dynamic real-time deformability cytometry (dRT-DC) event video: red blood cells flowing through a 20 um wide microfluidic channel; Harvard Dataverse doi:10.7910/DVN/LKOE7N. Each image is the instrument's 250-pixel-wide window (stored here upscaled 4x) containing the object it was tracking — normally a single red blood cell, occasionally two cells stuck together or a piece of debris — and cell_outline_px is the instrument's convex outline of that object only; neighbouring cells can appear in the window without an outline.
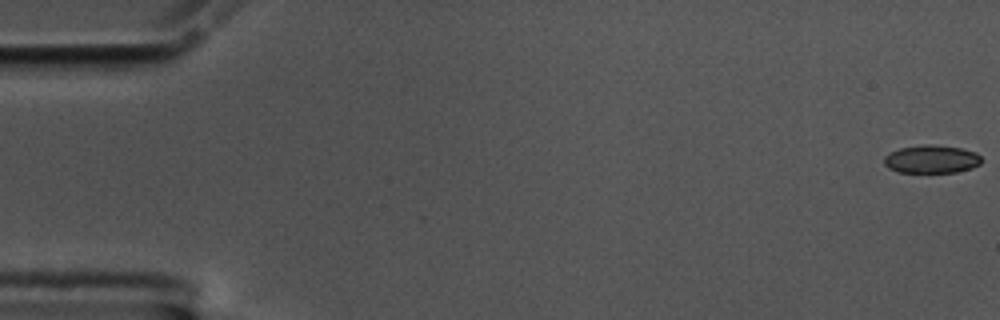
{"species": "common noctule bat (a hibernating species)", "species_latin": "Nyctalus noctula", "temperature_condition": "cold", "stored_images_in_passage": 58, "camera_frame_rate_fps": 3000, "um_per_image_px": 0.085, "animal": {"sex": "male", "body_mass_g": 17.5, "forearm_length_mm": 52.3}, "frame": {"image": 1, "passage_image": 1, "time_ms": 0.0, "image_size_px": [1000, 320], "cell_outline_px": [[980, 164], [972, 168], [956, 172], [900, 172], [888, 168], [884, 164], [884, 156], [900, 148], [928, 144], [936, 144], [960, 148], [976, 152], [980, 156]], "centroid_in_image_um": [79.18, 13.53], "position_along_channel_um": 5.8, "area_um2": 15.84}}
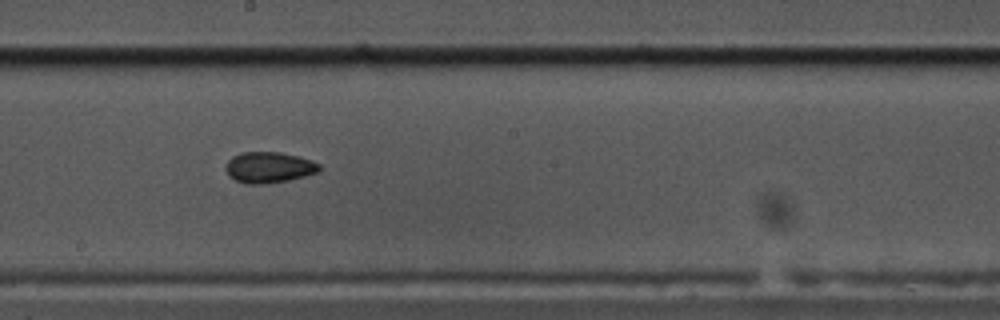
{"frame": {"image": 2, "passage_image": 32, "time_ms": 10.333, "image_size_px": [1000, 320], "cell_outline_px": [[320, 172], [288, 180], [264, 184], [248, 184], [236, 180], [228, 176], [224, 168], [228, 160], [232, 156], [240, 152], [280, 152], [300, 156], [312, 160], [320, 164]], "centroid_in_image_um": [22.85, 14.22], "position_along_channel_um": 225.3, "area_um2": 17.11}}
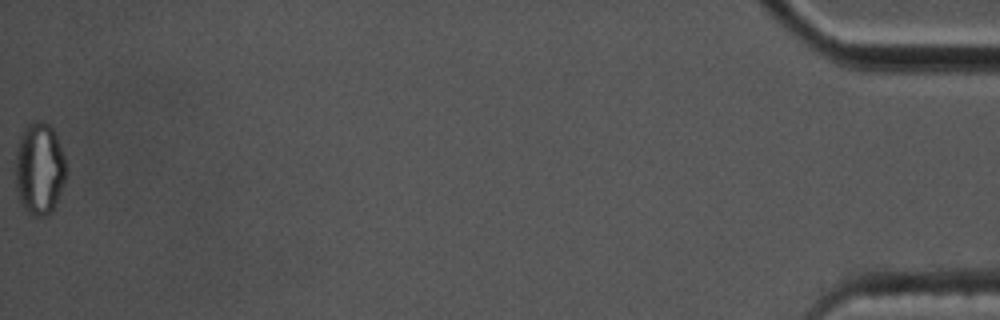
{"frame": {"image": 3, "passage_image": 58, "time_ms": 19.0, "image_size_px": [1000, 320], "cell_outline_px": [[68, 172], [52, 212], [44, 216], [36, 216], [28, 212], [20, 204], [16, 188], [16, 148], [20, 136], [24, 128], [32, 120], [40, 120], [48, 124], [56, 132], [68, 168]], "centroid_in_image_um": [3.36, 14.31], "position_along_channel_um": 431.8, "area_um2": 27.63}, "authors_computed_cell_mechanics": {"area_um2": 16.762, "velocity_mm_per_s": 3.5364, "shape_relaxation_time_tau1_ms": null, "shape_relaxation_time_tau2_ms": 9.4647, "deformation_change_tau1": null, "deformation_change_tau2": 0.1088}}